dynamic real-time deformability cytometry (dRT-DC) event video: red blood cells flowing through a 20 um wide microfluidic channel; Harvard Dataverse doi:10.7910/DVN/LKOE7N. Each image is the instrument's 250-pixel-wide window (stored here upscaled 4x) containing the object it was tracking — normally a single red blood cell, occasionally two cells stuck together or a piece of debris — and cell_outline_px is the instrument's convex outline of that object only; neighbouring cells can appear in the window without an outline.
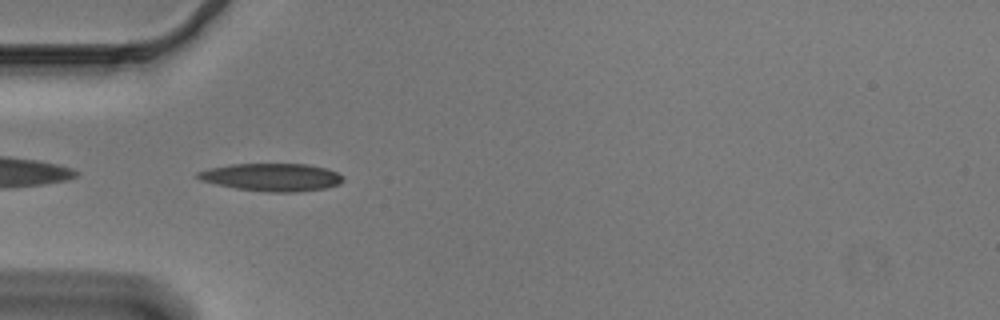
{"species": "Egyptian fruit bat (a non-hibernating species)", "species_latin": "Rousettus aegyptiacus", "temperature_condition": "cold", "stored_images_in_passage": 39, "camera_frame_rate_fps": 3000, "um_per_image_px": 0.085, "animal": {"sex": "male"}, "frame": {"image": 1, "passage_image": 2, "time_ms": 0.333, "image_size_px": [1000, 320], "cell_outline_px": [[344, 180], [340, 184], [328, 188], [296, 192], [268, 192], [236, 188], [216, 184], [200, 180], [196, 176], [196, 172], [212, 168], [232, 164], [308, 164], [324, 168], [336, 172], [344, 176]], "centroid_in_image_um": [23.14, 15.07], "position_along_channel_um": 61.9, "area_um2": 23.47}}
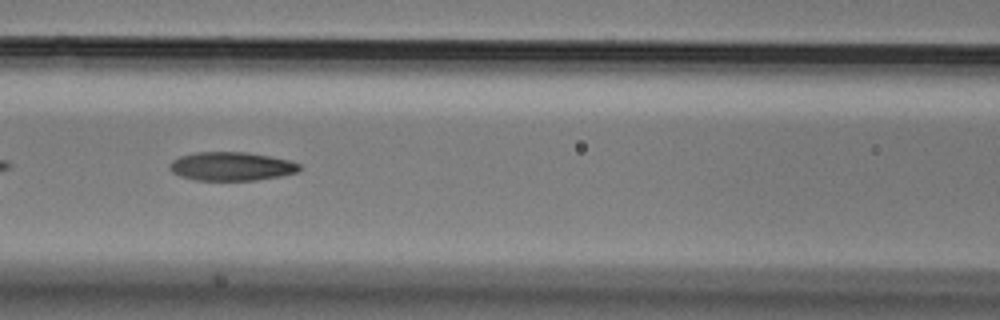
{"frame": {"image": 2, "passage_image": 9, "time_ms": 2.667, "image_size_px": [1000, 320], "cell_outline_px": [[300, 168], [296, 172], [280, 176], [256, 180], [196, 180], [180, 176], [172, 172], [168, 168], [168, 164], [172, 160], [180, 156], [196, 152], [248, 152], [288, 160], [300, 164]], "centroid_in_image_um": [19.62, 14.13], "position_along_channel_um": 147.0, "area_um2": 21.62}}
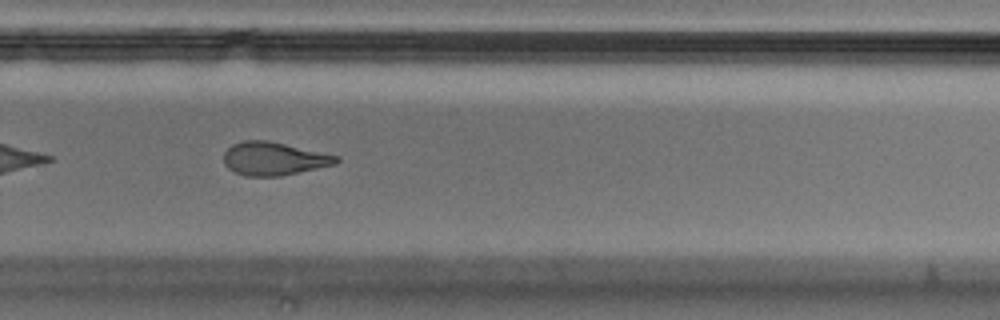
{"frame": {"image": 3, "passage_image": 22, "time_ms": 7.0, "image_size_px": [1000, 320], "cell_outline_px": [[340, 160], [336, 164], [280, 176], [244, 176], [228, 168], [224, 164], [224, 152], [232, 144], [244, 140], [264, 140], [284, 144], [340, 156]], "centroid_in_image_um": [23.27, 13.49], "position_along_channel_um": 306.5, "area_um2": 21.62}, "authors_computed_cell_mechanics": {"area_um2": 22.5998, "velocity_mm_per_s": 3.6919, "shape_relaxation_time_tau1_ms": 6.0384, "shape_relaxation_time_tau2_ms": 4.5802, "deformation_change_tau1": 0.1863, "deformation_change_tau2": 0.1246}}